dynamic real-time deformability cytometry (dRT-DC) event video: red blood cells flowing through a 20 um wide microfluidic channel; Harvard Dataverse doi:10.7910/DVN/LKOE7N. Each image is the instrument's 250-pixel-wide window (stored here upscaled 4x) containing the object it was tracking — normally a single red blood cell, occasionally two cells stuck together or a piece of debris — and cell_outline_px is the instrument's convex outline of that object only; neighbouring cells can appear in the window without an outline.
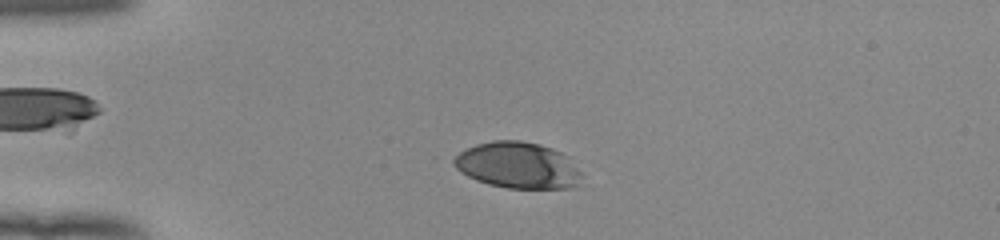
{"species": "human", "species_latin": "Homo sapiens", "temperature_condition": "room temperature", "stored_images_in_passage": 46, "camera_frame_rate_fps": 3000, "um_per_image_px": 0.085, "donor": {"sex": "female"}, "frame": {"image": 1, "passage_image": 7, "time_ms": 2.0, "image_size_px": [1000, 240], "cell_outline_px": [[580, 172], [576, 184], [568, 188], [508, 188], [488, 184], [476, 180], [460, 172], [452, 164], [452, 156], [476, 144], [492, 140], [520, 140], [540, 144], [552, 148], [560, 152]], "centroid_in_image_um": [43.91, 14.04], "position_along_channel_um": 41.1, "area_um2": 34.1}}
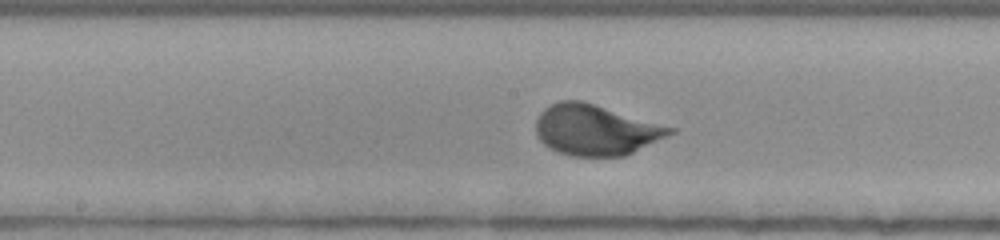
{"frame": {"image": 2, "passage_image": 22, "time_ms": 7.0, "image_size_px": [1000, 240], "cell_outline_px": [[676, 132], [668, 136], [624, 156], [572, 156], [556, 152], [544, 144], [536, 136], [536, 120], [540, 112], [544, 108], [560, 100], [580, 100], [676, 128]], "centroid_in_image_um": [50.61, 11.05], "position_along_channel_um": 197.6, "area_um2": 39.42}}
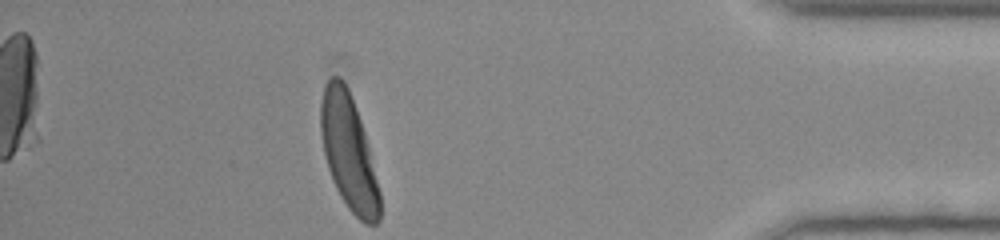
{"frame": {"image": 3, "passage_image": 41, "time_ms": 13.333, "image_size_px": [1000, 240], "cell_outline_px": [[380, 220], [376, 224], [364, 224], [348, 208], [340, 196], [332, 180], [328, 168], [324, 152], [320, 132], [320, 104], [324, 88], [328, 80], [332, 76], [340, 76], [344, 80], [348, 88], [356, 108], [364, 132], [380, 192]], "centroid_in_image_um": [29.62, 12.94], "position_along_channel_um": 405.6, "area_um2": 39.25}, "authors_computed_cell_mechanics": {"area_um2": 38.4081, "velocity_mm_per_s": 3.9077, "shape_relaxation_time_tau1_ms": 2.5403, "shape_relaxation_time_tau2_ms": null, "deformation_change_tau1": 0.1694, "deformation_change_tau2": null}}